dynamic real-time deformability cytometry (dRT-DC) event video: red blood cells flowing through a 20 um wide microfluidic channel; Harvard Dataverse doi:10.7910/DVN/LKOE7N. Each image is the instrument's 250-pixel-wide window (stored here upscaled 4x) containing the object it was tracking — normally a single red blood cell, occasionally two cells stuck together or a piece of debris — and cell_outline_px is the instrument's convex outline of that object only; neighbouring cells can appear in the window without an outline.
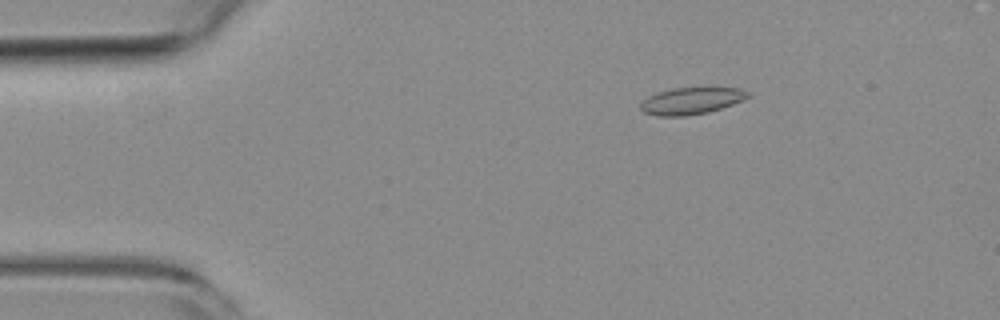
{"species": "common noctule bat (a hibernating species)", "species_latin": "Nyctalus noctula", "temperature_condition": "room temperature", "stored_images_in_passage": 3, "camera_frame_rate_fps": 3000, "um_per_image_px": 0.085, "animal": {"sex": "female", "body_mass_g": 19.3, "forearm_length_mm": 54.1}, "frame": {"image": 1, "passage_image": 1, "time_ms": 0.0, "image_size_px": [1000, 320], "cell_outline_px": [[752, 96], [744, 100], [708, 112], [684, 116], [656, 116], [644, 112], [640, 108], [640, 104], [648, 96], [656, 92], [672, 88], [740, 88], [752, 92]], "centroid_in_image_um": [58.78, 8.56], "position_along_channel_um": 26.2, "area_um2": 16.88}}
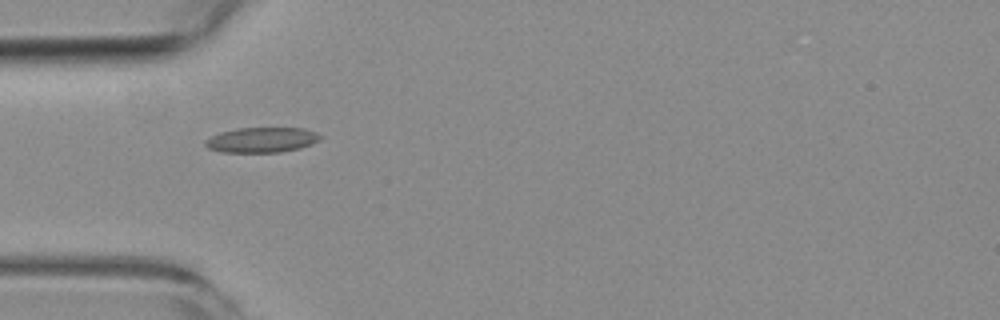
{"frame": {"image": 2, "passage_image": 2, "time_ms": 2.667, "image_size_px": [1000, 320], "cell_outline_px": [[324, 136], [320, 140], [312, 144], [300, 148], [280, 152], [224, 152], [208, 148], [204, 144], [204, 140], [220, 132], [240, 128], [304, 128], [316, 132]], "centroid_in_image_um": [22.29, 11.89], "position_along_channel_um": 62.7, "area_um2": 16.88}}
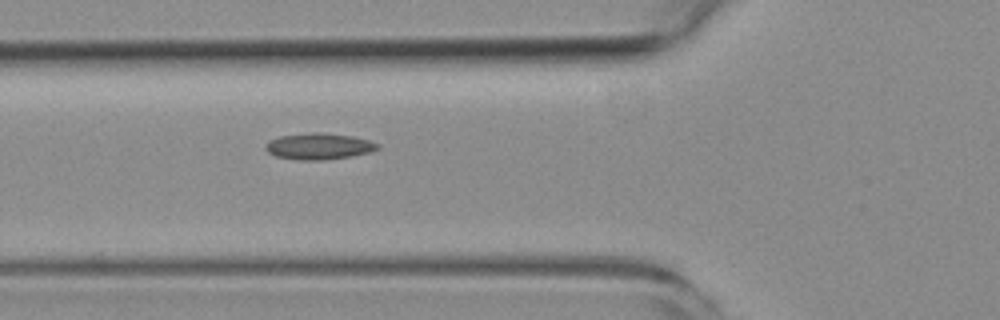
{"frame": {"image": 3, "passage_image": 3, "time_ms": 3.667, "image_size_px": [1000, 320], "cell_outline_px": [[380, 148], [372, 152], [352, 156], [324, 160], [300, 160], [276, 156], [268, 152], [264, 148], [268, 140], [280, 136], [312, 132], [320, 132], [352, 136], [368, 140], [380, 144]], "centroid_in_image_um": [27.12, 12.43], "position_along_channel_um": 98.7, "area_um2": 17.28}}